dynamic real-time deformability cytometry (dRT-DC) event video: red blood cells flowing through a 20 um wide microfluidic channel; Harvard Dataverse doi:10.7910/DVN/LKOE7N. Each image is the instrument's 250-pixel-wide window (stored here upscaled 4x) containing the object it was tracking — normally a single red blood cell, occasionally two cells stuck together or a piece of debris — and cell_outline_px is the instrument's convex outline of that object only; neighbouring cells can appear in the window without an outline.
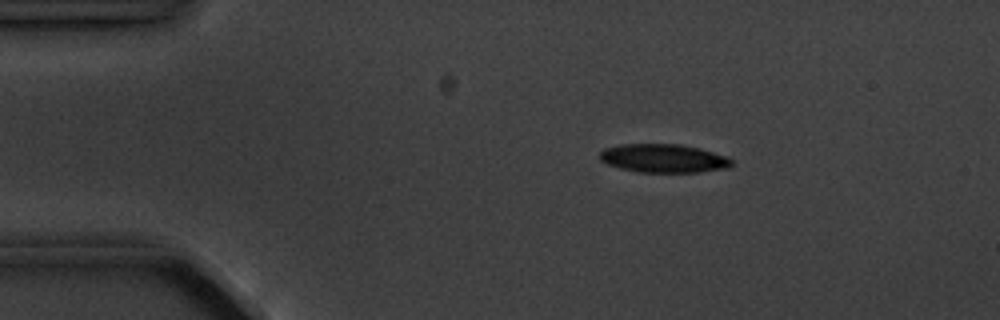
{"species": "common noctule bat (a hibernating species)", "species_latin": "Nyctalus noctula", "temperature_condition": "cold", "stored_images_in_passage": 6, "camera_frame_rate_fps": 3000, "um_per_image_px": 0.085, "animal": {"sex": "male", "body_mass_g": 20.1, "forearm_length_mm": 53.5}, "frame": {"image": 1, "passage_image": 3, "time_ms": 2.333, "image_size_px": [1000, 320], "cell_outline_px": [[732, 164], [728, 168], [700, 172], [640, 172], [620, 168], [608, 164], [600, 160], [600, 152], [604, 148], [620, 144], [680, 144], [700, 148], [728, 156], [732, 160]], "centroid_in_image_um": [56.42, 13.45], "position_along_channel_um": 28.6, "area_um2": 22.02}}